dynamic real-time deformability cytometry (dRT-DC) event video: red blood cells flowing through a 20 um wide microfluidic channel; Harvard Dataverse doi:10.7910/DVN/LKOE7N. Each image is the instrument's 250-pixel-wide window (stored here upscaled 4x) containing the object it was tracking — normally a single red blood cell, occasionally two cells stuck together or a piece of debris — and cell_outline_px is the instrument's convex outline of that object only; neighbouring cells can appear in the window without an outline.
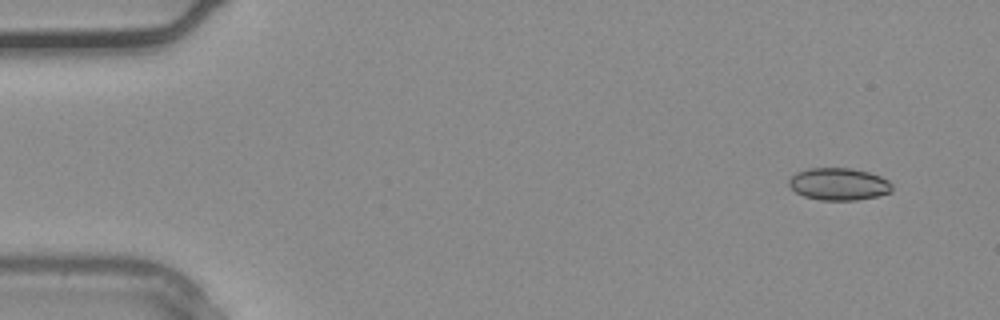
{"species": "common noctule bat (a hibernating species)", "species_latin": "Nyctalus noctula", "temperature_condition": "warm", "stored_images_in_passage": 34, "camera_frame_rate_fps": 3000, "um_per_image_px": 0.085, "animal": {"sex": "male", "body_mass_g": 20.4}, "frame": {"image": 1, "passage_image": 1, "time_ms": 0.0, "image_size_px": [1000, 320], "cell_outline_px": [[892, 192], [876, 196], [856, 200], [820, 200], [804, 196], [796, 192], [788, 184], [788, 180], [796, 172], [808, 168], [852, 168], [868, 172], [880, 176], [888, 180], [892, 184]], "centroid_in_image_um": [71.29, 15.64], "position_along_channel_um": 13.7, "area_um2": 19.42}}
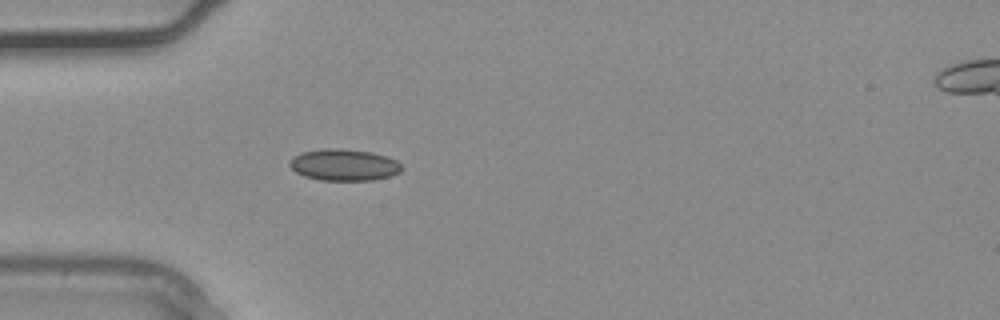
{"frame": {"image": 2, "passage_image": 9, "time_ms": 2.667, "image_size_px": [1000, 320], "cell_outline_px": [[404, 168], [400, 172], [388, 176], [372, 180], [320, 180], [304, 176], [296, 172], [288, 164], [288, 160], [292, 156], [304, 152], [328, 148], [340, 148], [372, 152], [396, 160]], "centroid_in_image_um": [29.22, 14.01], "position_along_channel_um": 55.8, "area_um2": 20.58}}